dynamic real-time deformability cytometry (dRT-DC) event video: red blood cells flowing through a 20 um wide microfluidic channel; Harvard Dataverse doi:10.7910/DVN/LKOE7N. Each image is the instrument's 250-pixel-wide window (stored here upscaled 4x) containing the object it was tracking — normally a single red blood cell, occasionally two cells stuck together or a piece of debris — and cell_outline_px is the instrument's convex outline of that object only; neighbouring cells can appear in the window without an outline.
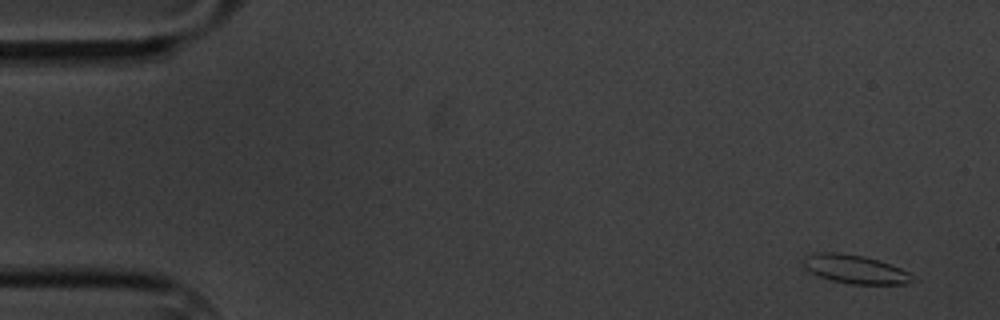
{"species": "common noctule bat (a hibernating species)", "species_latin": "Nyctalus noctula", "temperature_condition": "cold", "stored_images_in_passage": 5, "camera_frame_rate_fps": 3000, "um_per_image_px": 0.085, "animal": {"sex": "male", "body_mass_g": 20.1, "forearm_length_mm": 53.5}, "frame": {"image": 1, "passage_image": 1, "time_ms": 0.0, "image_size_px": [1000, 320], "cell_outline_px": [[920, 280], [904, 284], [852, 284], [832, 280], [820, 276], [804, 268], [804, 256], [820, 252], [836, 252], [864, 256], [880, 260], [900, 268], [908, 272]], "centroid_in_image_um": [72.75, 22.89], "position_along_channel_um": 12.3, "area_um2": 18.21}}
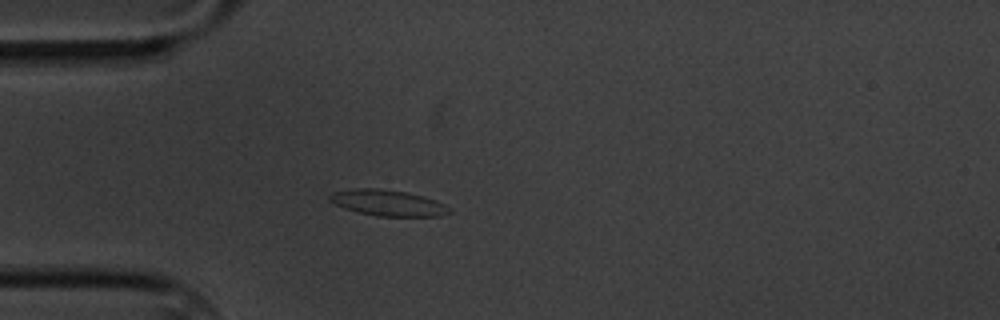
{"frame": {"image": 2, "passage_image": 4, "time_ms": 4.333, "image_size_px": [1000, 320], "cell_outline_px": [[452, 212], [440, 216], [376, 216], [360, 212], [336, 204], [328, 200], [328, 196], [332, 192], [356, 188], [376, 188], [408, 192], [424, 196], [436, 200], [452, 208]], "centroid_in_image_um": [33.02, 17.24], "position_along_channel_um": 52.0, "area_um2": 18.09}}